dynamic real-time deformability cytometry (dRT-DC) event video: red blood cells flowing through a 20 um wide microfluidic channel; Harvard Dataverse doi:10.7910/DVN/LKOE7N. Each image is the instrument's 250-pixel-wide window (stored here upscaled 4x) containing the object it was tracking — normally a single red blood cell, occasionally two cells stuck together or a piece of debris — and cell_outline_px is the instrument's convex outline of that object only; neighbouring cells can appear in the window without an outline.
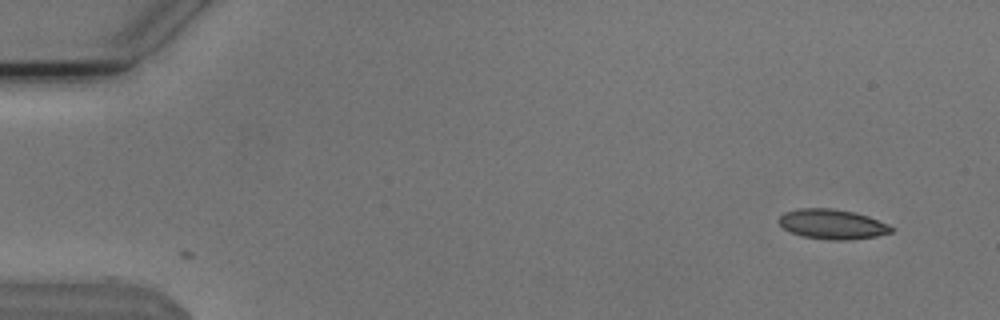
{"species": "Egyptian fruit bat (a non-hibernating species)", "species_latin": "Rousettus aegyptiacus", "temperature_condition": "cold", "stored_images_in_passage": 8, "camera_frame_rate_fps": 3000, "um_per_image_px": 0.085, "animal": {"sex": "male"}, "frame": {"image": 1, "passage_image": 1, "time_ms": 0.0, "image_size_px": [1000, 320], "cell_outline_px": [[896, 228], [892, 232], [876, 236], [844, 240], [832, 240], [804, 236], [792, 232], [784, 228], [776, 220], [784, 212], [800, 208], [832, 208], [856, 212], [868, 216], [888, 224]], "centroid_in_image_um": [70.76, 19.04], "position_along_channel_um": 14.2, "area_um2": 19.54}}
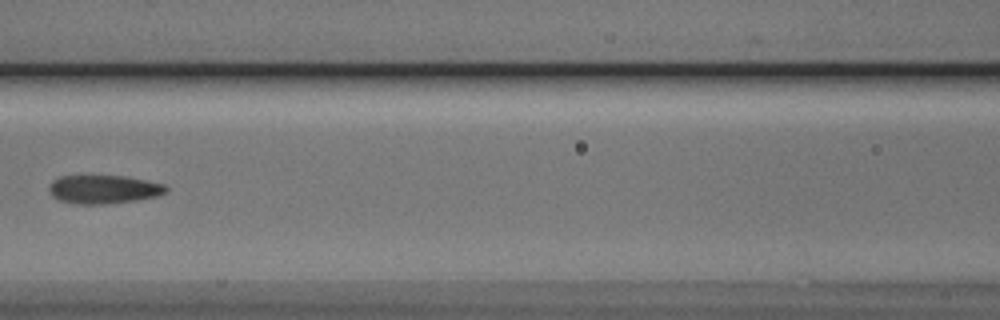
{"frame": {"image": 2, "passage_image": 7, "time_ms": 2.0, "image_size_px": [1000, 320], "cell_outline_px": [[168, 192], [156, 196], [136, 200], [108, 204], [72, 204], [60, 200], [52, 196], [48, 192], [48, 184], [52, 180], [60, 176], [124, 176], [164, 184], [168, 188]], "centroid_in_image_um": [8.76, 16.1], "position_along_channel_um": 157.8, "area_um2": 19.59}}
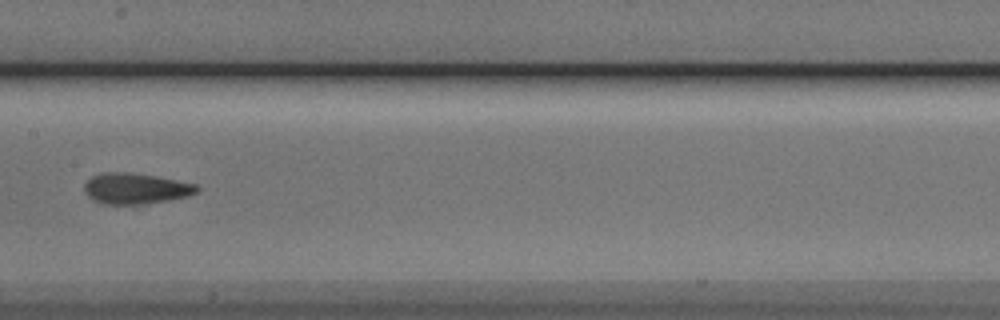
{"frame": {"image": 3, "passage_image": 8, "time_ms": 2.333, "image_size_px": [1000, 320], "cell_outline_px": [[200, 192], [188, 196], [168, 200], [140, 204], [104, 204], [92, 200], [84, 192], [84, 184], [92, 176], [104, 172], [128, 172], [156, 176], [196, 184], [200, 188]], "centroid_in_image_um": [11.53, 16.02], "position_along_channel_um": 195.9, "area_um2": 20.29}}